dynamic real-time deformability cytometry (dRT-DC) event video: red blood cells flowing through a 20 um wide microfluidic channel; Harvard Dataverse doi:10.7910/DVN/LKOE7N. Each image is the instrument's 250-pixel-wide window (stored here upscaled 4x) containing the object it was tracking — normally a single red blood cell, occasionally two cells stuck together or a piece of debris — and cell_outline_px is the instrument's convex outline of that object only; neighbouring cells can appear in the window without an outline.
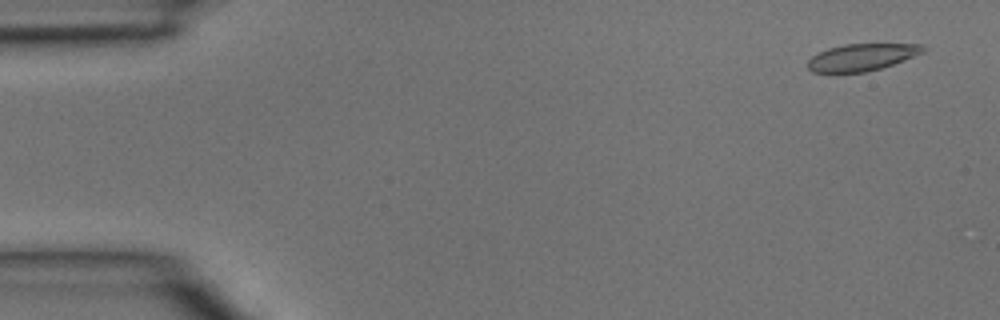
{"species": "common noctule bat (a hibernating species)", "species_latin": "Nyctalus noctula", "temperature_condition": "room temperature", "stored_images_in_passage": 5, "segment_of_instrument_passage": [2, 2], "camera_frame_rate_fps": 3000, "um_per_image_px": 0.085, "animal": {"sex": "male", "body_mass_g": 15.6}, "frame": {"image": 1, "passage_image": 5, "time_ms": 1.333, "image_size_px": [1000, 320], "cell_outline_px": [[928, 48], [924, 52], [904, 60], [880, 68], [864, 72], [812, 72], [808, 68], [808, 60], [812, 56], [828, 48], [844, 44], [924, 44]], "centroid_in_image_um": [73.28, 4.85], "position_along_channel_um": 11.7, "area_um2": 18.03}}